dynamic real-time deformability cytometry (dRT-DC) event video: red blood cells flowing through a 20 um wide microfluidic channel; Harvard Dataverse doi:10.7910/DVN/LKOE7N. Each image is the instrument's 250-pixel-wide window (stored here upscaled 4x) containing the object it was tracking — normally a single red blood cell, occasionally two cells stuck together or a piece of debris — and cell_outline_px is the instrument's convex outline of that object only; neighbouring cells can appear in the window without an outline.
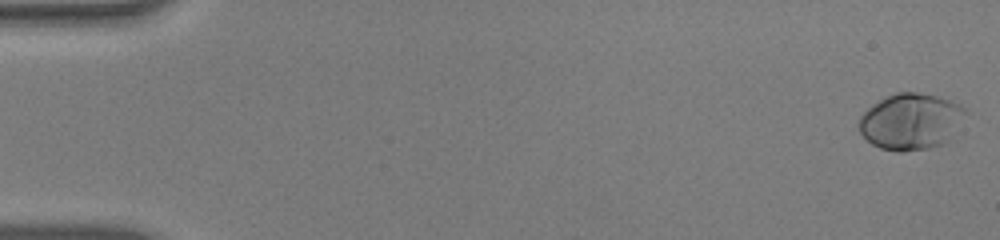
{"species": "human", "species_latin": "Homo sapiens", "temperature_condition": "warm", "stored_images_in_passage": 54, "camera_frame_rate_fps": 3000, "um_per_image_px": 0.085, "donor": {"sex": "male"}, "frame": {"image": 1, "passage_image": 1, "time_ms": 0.0, "image_size_px": [1000, 240], "cell_outline_px": [[968, 112], [944, 144], [928, 148], [900, 152], [896, 152], [880, 148], [872, 144], [860, 132], [860, 116], [872, 104], [896, 92], [916, 92], [936, 96], [960, 104]], "centroid_in_image_um": [77.41, 10.33], "position_along_channel_um": 7.6, "area_um2": 34.56}}
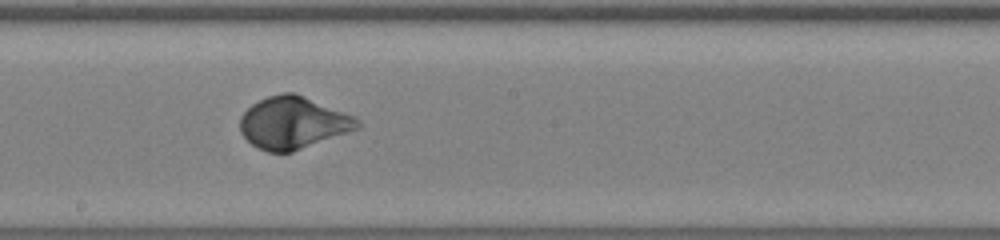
{"frame": {"image": 2, "passage_image": 31, "time_ms": 10.0, "image_size_px": [1000, 240], "cell_outline_px": [[360, 128], [292, 152], [268, 152], [252, 144], [240, 132], [240, 116], [252, 104], [268, 96], [284, 92], [296, 92], [356, 116], [360, 120]], "centroid_in_image_um": [24.94, 10.42], "position_along_channel_um": 223.3, "area_um2": 35.78}}
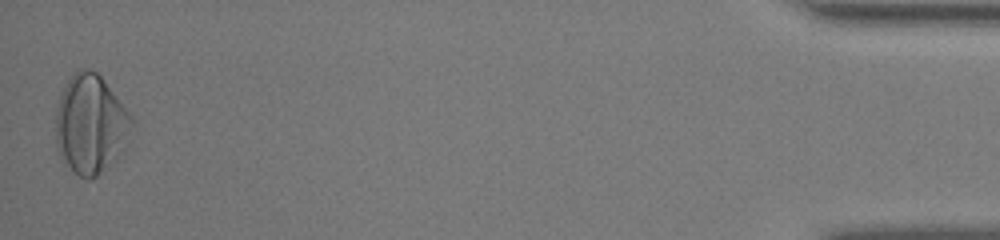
{"frame": {"image": 3, "passage_image": 54, "time_ms": 17.667, "image_size_px": [1000, 240], "cell_outline_px": [[132, 124], [124, 152], [116, 160], [96, 176], [88, 180], [80, 176], [60, 156], [56, 148], [56, 108], [60, 96], [68, 80], [76, 72], [88, 68], [96, 72], [100, 76], [132, 116]], "centroid_in_image_um": [7.71, 10.59], "position_along_channel_um": 427.5, "area_um2": 43.35}, "authors_computed_cell_mechanics": {"area_um2": 34.2176, "velocity_mm_per_s": 3.8384, "shape_relaxation_time_tau1_ms": 2.6409, "shape_relaxation_time_tau2_ms": null, "deformation_change_tau1": 0.1814, "deformation_change_tau2": null}}